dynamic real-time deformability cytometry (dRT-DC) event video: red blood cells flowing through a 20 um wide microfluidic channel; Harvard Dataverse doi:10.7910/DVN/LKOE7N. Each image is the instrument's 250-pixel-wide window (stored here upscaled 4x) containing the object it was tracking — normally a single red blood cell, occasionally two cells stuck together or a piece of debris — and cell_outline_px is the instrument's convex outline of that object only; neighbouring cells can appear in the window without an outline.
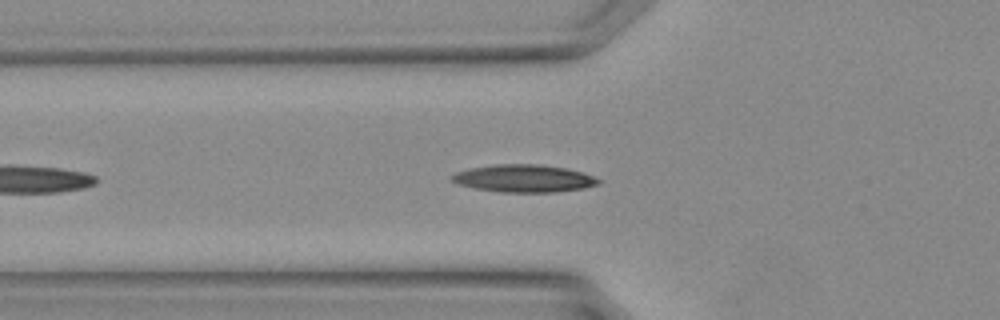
{"species": "Egyptian fruit bat (a non-hibernating species)", "species_latin": "Rousettus aegyptiacus", "temperature_condition": "warm", "stored_images_in_passage": 26, "camera_frame_rate_fps": 3000, "um_per_image_px": 0.085, "animal": {"sex": "female"}, "frame": {"image": 1, "passage_image": 5, "time_ms": 1.333, "image_size_px": [1000, 320], "cell_outline_px": [[600, 184], [584, 188], [556, 192], [500, 192], [476, 188], [460, 184], [452, 180], [448, 176], [456, 172], [468, 168], [496, 164], [540, 164], [564, 168], [580, 172], [592, 176], [600, 180]], "centroid_in_image_um": [44.5, 15.16], "position_along_channel_um": 81.3, "area_um2": 23.41}}
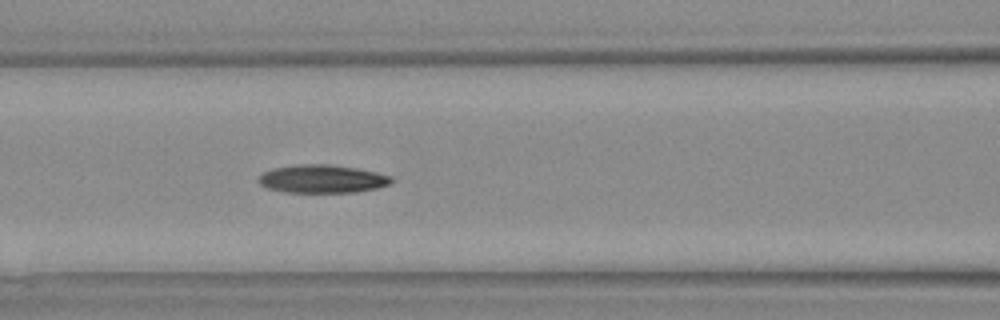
{"frame": {"image": 2, "passage_image": 8, "time_ms": 2.333, "image_size_px": [1000, 320], "cell_outline_px": [[392, 180], [388, 184], [376, 188], [356, 192], [284, 192], [268, 188], [260, 184], [260, 176], [264, 172], [276, 168], [300, 164], [324, 164], [356, 168], [376, 172], [392, 176]], "centroid_in_image_um": [27.41, 15.21], "position_along_channel_um": 139.2, "area_um2": 21.39}}